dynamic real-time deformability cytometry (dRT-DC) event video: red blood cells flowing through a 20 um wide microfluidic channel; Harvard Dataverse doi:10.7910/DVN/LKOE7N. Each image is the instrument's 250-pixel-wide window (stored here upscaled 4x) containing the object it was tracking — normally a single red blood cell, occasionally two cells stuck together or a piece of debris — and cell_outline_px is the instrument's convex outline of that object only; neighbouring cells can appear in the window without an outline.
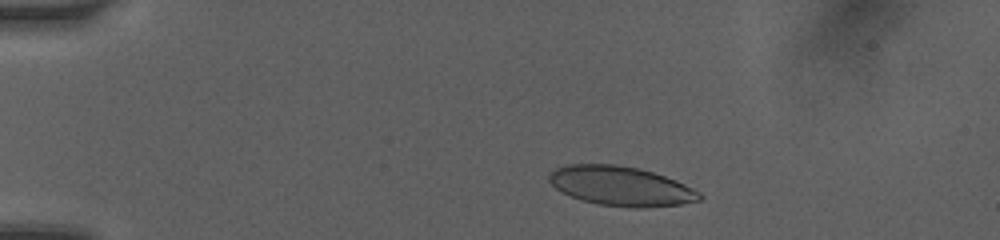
{"species": "human", "species_latin": "Homo sapiens", "temperature_condition": "room temperature", "stored_images_in_passage": 9, "camera_frame_rate_fps": 3000, "um_per_image_px": 0.085, "donor": {"sex": "female"}, "frame": {"image": 1, "passage_image": 3, "time_ms": 1.667, "image_size_px": [1000, 240], "cell_outline_px": [[704, 196], [700, 200], [680, 204], [644, 208], [636, 208], [596, 204], [572, 196], [556, 188], [548, 180], [548, 176], [556, 168], [568, 164], [616, 164], [640, 168], [676, 180], [700, 192]], "centroid_in_image_um": [52.8, 15.81], "position_along_channel_um": 32.2, "area_um2": 34.45}}
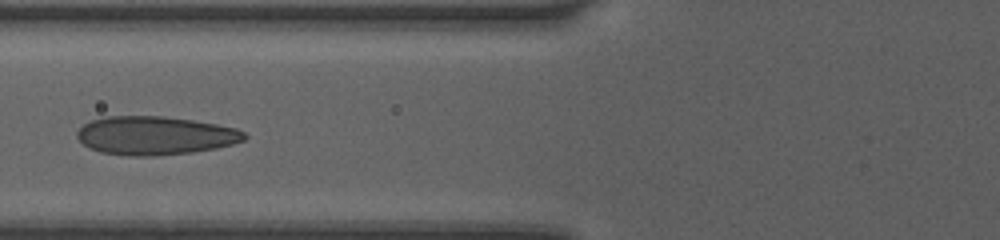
{"frame": {"image": 2, "passage_image": 7, "time_ms": 5.333, "image_size_px": [1000, 240], "cell_outline_px": [[248, 136], [244, 140], [232, 144], [216, 148], [192, 152], [156, 156], [132, 156], [100, 152], [84, 144], [76, 136], [76, 132], [84, 124], [92, 120], [104, 116], [164, 116], [192, 120], [216, 124], [236, 128], [244, 132]], "centroid_in_image_um": [13.19, 11.52], "position_along_channel_um": 112.6, "area_um2": 37.51}}
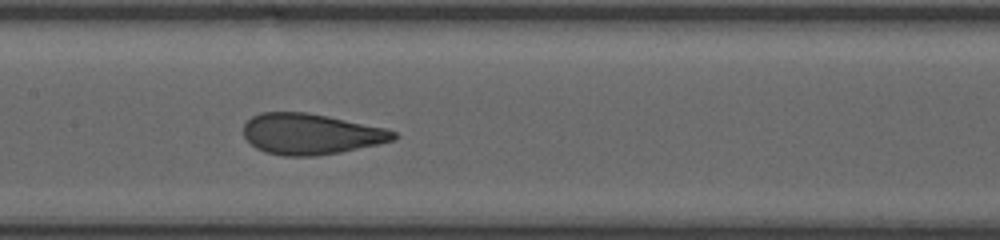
{"frame": {"image": 3, "passage_image": 9, "time_ms": 7.0, "image_size_px": [1000, 240], "cell_outline_px": [[400, 136], [396, 140], [380, 144], [340, 152], [316, 156], [284, 156], [264, 152], [256, 148], [244, 136], [244, 124], [252, 116], [260, 112], [308, 112], [328, 116], [384, 128], [396, 132]], "centroid_in_image_um": [26.44, 11.39], "position_along_channel_um": 181.0, "area_um2": 35.84}}